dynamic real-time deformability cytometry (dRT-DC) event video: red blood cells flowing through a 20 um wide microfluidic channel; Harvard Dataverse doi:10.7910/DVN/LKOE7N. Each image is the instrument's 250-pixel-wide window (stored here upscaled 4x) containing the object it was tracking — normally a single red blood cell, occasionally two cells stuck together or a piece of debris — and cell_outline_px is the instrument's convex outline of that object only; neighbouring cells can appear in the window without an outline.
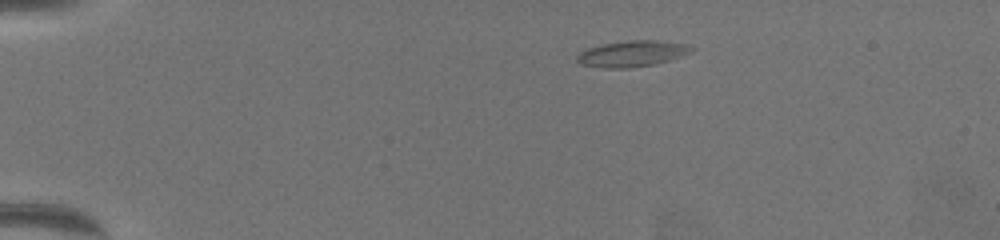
{"species": "common noctule bat (a hibernating species)", "species_latin": "Nyctalus noctula", "temperature_condition": "warm", "stored_images_in_passage": 52, "camera_frame_rate_fps": 3000, "um_per_image_px": 0.085, "animal": {"sex": "female", "body_mass_g": 19.5, "forearm_length_mm": 54.1}, "frame": {"image": 1, "passage_image": 1, "time_ms": 0.0, "image_size_px": [1000, 240], "cell_outline_px": [[696, 48], [692, 52], [656, 64], [628, 68], [604, 68], [580, 64], [576, 60], [576, 56], [580, 52], [588, 48], [604, 44], [628, 40], [652, 40], [684, 44]], "centroid_in_image_um": [53.71, 4.57], "position_along_channel_um": 31.3, "area_um2": 17.22}}
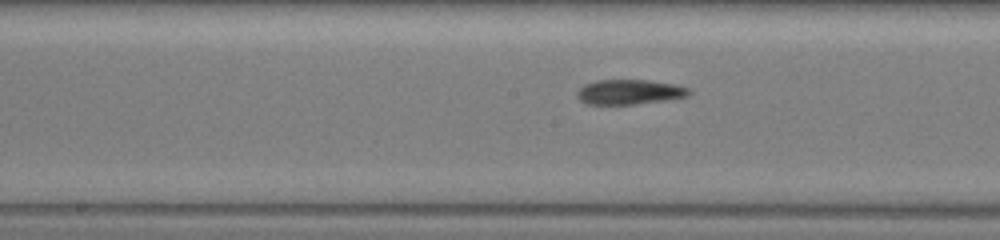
{"frame": {"image": 2, "passage_image": 23, "time_ms": 7.333, "image_size_px": [1000, 240], "cell_outline_px": [[692, 92], [688, 96], [664, 100], [632, 104], [588, 104], [580, 100], [576, 96], [576, 92], [584, 84], [596, 80], [648, 80], [676, 84], [688, 88]], "centroid_in_image_um": [53.49, 7.81], "position_along_channel_um": 194.7, "area_um2": 16.18}}
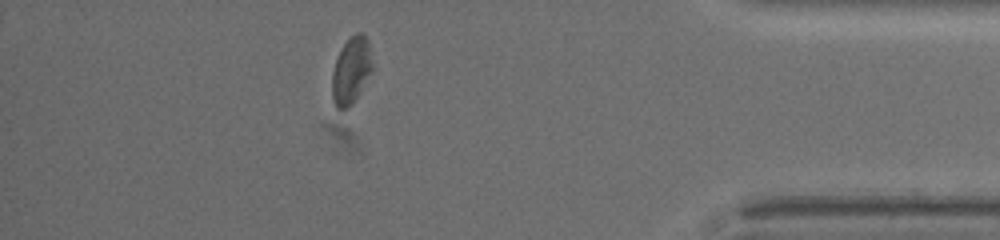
{"frame": {"image": 3, "passage_image": 45, "time_ms": 14.667, "image_size_px": [1000, 240], "cell_outline_px": [[372, 68], [356, 96], [348, 108], [336, 108], [332, 100], [332, 72], [336, 60], [344, 44], [356, 32], [364, 32], [368, 40], [372, 64]], "centroid_in_image_um": [29.83, 5.96], "position_along_channel_um": 405.4, "area_um2": 15.14}, "authors_computed_cell_mechanics": {"area_um2": 16.0106, "velocity_mm_per_s": 3.336, "shape_relaxation_time_tau1_ms": 6.5597, "shape_relaxation_time_tau2_ms": 2.7552, "deformation_change_tau1": 0.1789, "deformation_change_tau2": 0.1001}}